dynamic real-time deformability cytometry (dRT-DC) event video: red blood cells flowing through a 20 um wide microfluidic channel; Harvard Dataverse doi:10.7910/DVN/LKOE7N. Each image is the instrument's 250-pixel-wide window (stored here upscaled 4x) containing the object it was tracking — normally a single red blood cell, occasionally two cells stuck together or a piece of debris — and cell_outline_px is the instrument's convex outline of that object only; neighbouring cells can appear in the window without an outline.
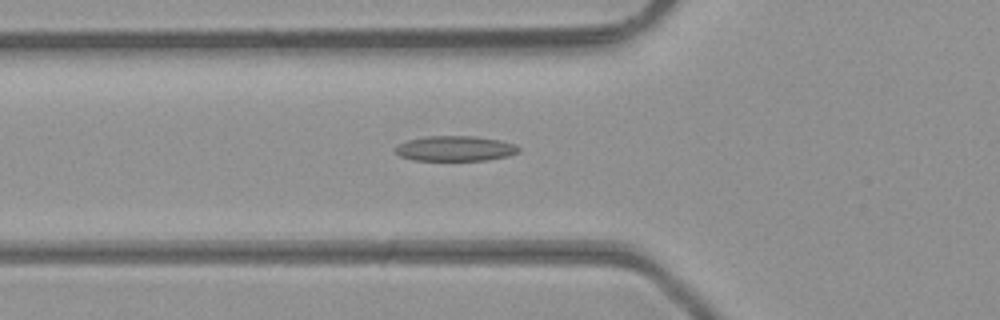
{"species": "common noctule bat (a hibernating species)", "species_latin": "Nyctalus noctula", "temperature_condition": "room temperature", "stored_images_in_passage": 47, "camera_frame_rate_fps": 3000, "um_per_image_px": 0.085, "animal": {"sex": "male", "body_mass_g": 23.1, "forearm_length_mm": 52.7}, "frame": {"image": 1, "passage_image": 16, "time_ms": 5.0, "image_size_px": [1000, 320], "cell_outline_px": [[520, 152], [508, 156], [484, 160], [416, 160], [400, 156], [392, 148], [408, 140], [424, 136], [476, 136], [500, 140], [516, 144], [520, 148]], "centroid_in_image_um": [38.71, 12.61], "position_along_channel_um": 87.1, "area_um2": 18.15}}
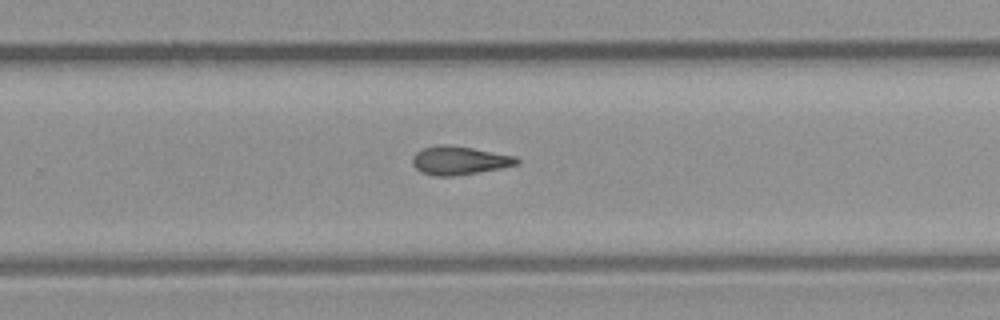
{"frame": {"image": 2, "passage_image": 30, "time_ms": 9.667, "image_size_px": [1000, 320], "cell_outline_px": [[520, 160], [516, 164], [500, 168], [456, 176], [432, 176], [420, 172], [412, 164], [412, 156], [416, 152], [424, 148], [436, 144], [452, 144], [516, 156]], "centroid_in_image_um": [38.99, 13.63], "position_along_channel_um": 290.8, "area_um2": 17.51}}
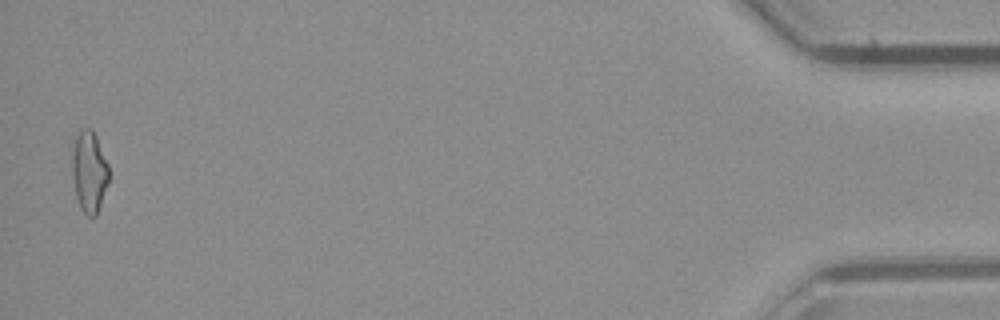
{"frame": {"image": 3, "passage_image": 46, "time_ms": 15.0, "image_size_px": [1000, 320], "cell_outline_px": [[108, 184], [96, 216], [88, 216], [80, 208], [76, 196], [72, 176], [72, 152], [76, 136], [80, 128], [92, 128], [96, 136], [108, 164]], "centroid_in_image_um": [7.57, 14.57], "position_along_channel_um": 427.6, "area_um2": 17.4}, "authors_computed_cell_mechanics": {"area_um2": 17.2822, "velocity_mm_per_s": 4.3545, "shape_relaxation_time_tau1_ms": null, "shape_relaxation_time_tau2_ms": 7.0419, "deformation_change_tau1": null, "deformation_change_tau2": 0.2019}}